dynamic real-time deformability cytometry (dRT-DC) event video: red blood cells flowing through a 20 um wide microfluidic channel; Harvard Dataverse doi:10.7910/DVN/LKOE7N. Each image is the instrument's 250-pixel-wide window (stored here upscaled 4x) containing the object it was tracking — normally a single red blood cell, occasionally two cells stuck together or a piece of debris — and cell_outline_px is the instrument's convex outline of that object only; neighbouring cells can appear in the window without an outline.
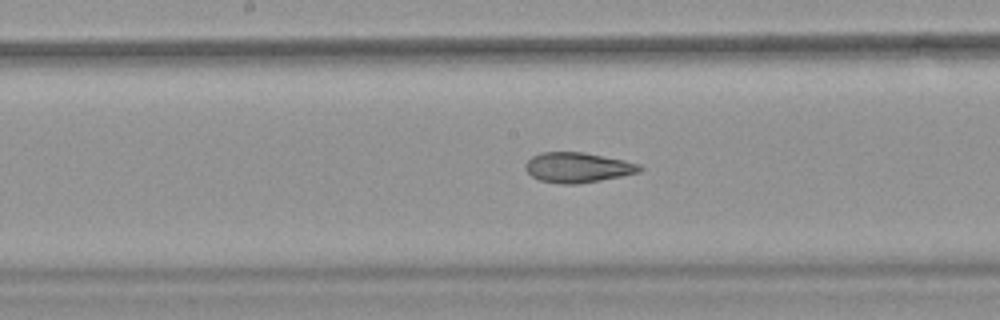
{"species": "common noctule bat (a hibernating species)", "species_latin": "Nyctalus noctula", "temperature_condition": "warm", "stored_images_in_passage": 45, "camera_frame_rate_fps": 3000, "um_per_image_px": 0.085, "animal": {"sex": "female", "body_mass_g": 18.4}, "frame": {"image": 1, "passage_image": 20, "time_ms": 6.333, "image_size_px": [1000, 320], "cell_outline_px": [[644, 168], [640, 172], [600, 180], [576, 184], [560, 184], [540, 180], [532, 176], [524, 168], [524, 164], [532, 156], [540, 152], [584, 152], [624, 160], [640, 164]], "centroid_in_image_um": [49.09, 14.23], "position_along_channel_um": 199.1, "area_um2": 20.06}, "authors_computed_cell_mechanics": {"area_um2": 22.0218, "velocity_mm_per_s": 3.8405, "shape_relaxation_time_tau1_ms": null, "shape_relaxation_time_tau2_ms": 1.586, "deformation_change_tau1": null, "deformation_change_tau2": 0.0896}}